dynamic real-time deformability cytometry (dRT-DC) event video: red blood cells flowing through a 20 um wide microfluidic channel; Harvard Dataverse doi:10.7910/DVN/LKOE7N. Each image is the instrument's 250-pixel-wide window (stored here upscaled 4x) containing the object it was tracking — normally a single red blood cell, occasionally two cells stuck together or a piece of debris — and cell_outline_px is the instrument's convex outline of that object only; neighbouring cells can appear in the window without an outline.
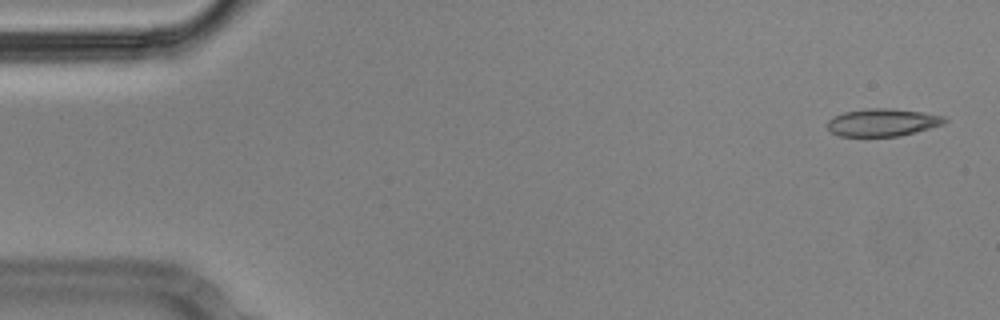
{"species": "Egyptian fruit bat (a non-hibernating species)", "species_latin": "Rousettus aegyptiacus", "temperature_condition": "cold", "stored_images_in_passage": 56, "camera_frame_rate_fps": 3000, "um_per_image_px": 0.085, "animal": {"sex": "male"}, "frame": {"image": 1, "passage_image": 2, "time_ms": 0.333, "image_size_px": [1000, 320], "cell_outline_px": [[948, 120], [944, 124], [916, 132], [900, 136], [840, 136], [832, 132], [828, 128], [828, 120], [844, 112], [868, 108], [888, 108], [920, 112], [944, 116]], "centroid_in_image_um": [75.04, 10.41], "position_along_channel_um": 10.0, "area_um2": 18.67}}
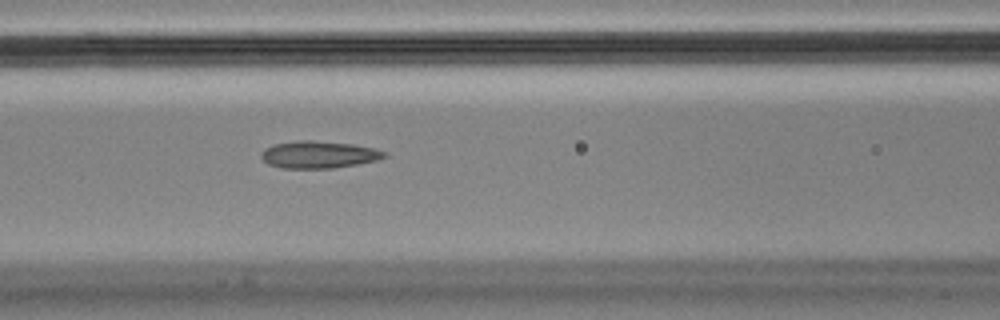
{"frame": {"image": 2, "passage_image": 23, "time_ms": 7.333, "image_size_px": [1000, 320], "cell_outline_px": [[388, 156], [376, 160], [356, 164], [332, 168], [284, 168], [268, 164], [260, 156], [260, 152], [264, 148], [272, 144], [296, 140], [312, 140], [352, 144], [372, 148], [388, 152]], "centroid_in_image_um": [27.05, 13.13], "position_along_channel_um": 139.5, "area_um2": 19.54}}
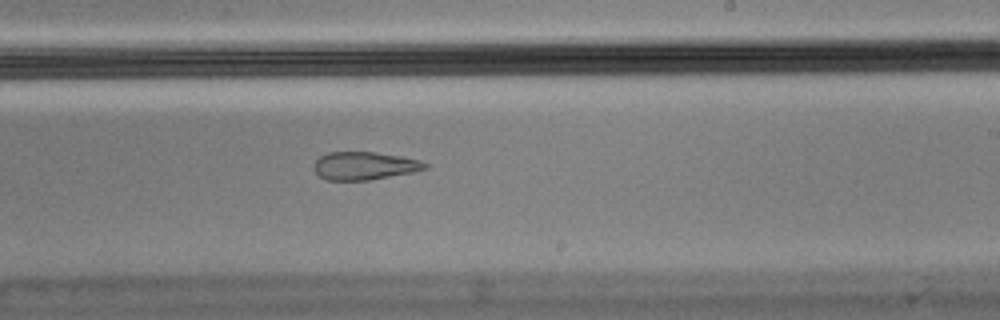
{"frame": {"image": 3, "passage_image": 33, "time_ms": 10.667, "image_size_px": [1000, 320], "cell_outline_px": [[428, 168], [412, 172], [368, 180], [328, 180], [320, 176], [312, 168], [316, 160], [320, 156], [328, 152], [376, 152], [400, 156], [420, 160], [428, 164]], "centroid_in_image_um": [30.96, 14.08], "position_along_channel_um": 258.0, "area_um2": 18.03}, "authors_computed_cell_mechanics": {"area_um2": 19.5364, "velocity_mm_per_s": 3.5617, "shape_relaxation_time_tau1_ms": null, "shape_relaxation_time_tau2_ms": 2.7129, "deformation_change_tau1": null, "deformation_change_tau2": 0.0991}}